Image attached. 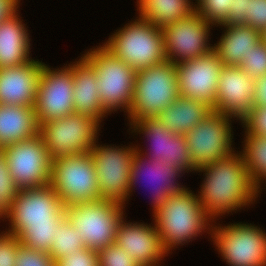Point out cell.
I'll return each instance as SVG.
<instances>
[{"label":"cell","instance_id":"obj_17","mask_svg":"<svg viewBox=\"0 0 266 266\" xmlns=\"http://www.w3.org/2000/svg\"><path fill=\"white\" fill-rule=\"evenodd\" d=\"M222 67L214 50L176 64L180 97L205 102L213 109Z\"/></svg>","mask_w":266,"mask_h":266},{"label":"cell","instance_id":"obj_40","mask_svg":"<svg viewBox=\"0 0 266 266\" xmlns=\"http://www.w3.org/2000/svg\"><path fill=\"white\" fill-rule=\"evenodd\" d=\"M254 106H266V75L255 80Z\"/></svg>","mask_w":266,"mask_h":266},{"label":"cell","instance_id":"obj_32","mask_svg":"<svg viewBox=\"0 0 266 266\" xmlns=\"http://www.w3.org/2000/svg\"><path fill=\"white\" fill-rule=\"evenodd\" d=\"M18 192L19 189L11 178L7 167L6 158L0 151V217L9 210Z\"/></svg>","mask_w":266,"mask_h":266},{"label":"cell","instance_id":"obj_26","mask_svg":"<svg viewBox=\"0 0 266 266\" xmlns=\"http://www.w3.org/2000/svg\"><path fill=\"white\" fill-rule=\"evenodd\" d=\"M212 107L199 100L178 97L158 116L166 130L185 135L201 123L212 111Z\"/></svg>","mask_w":266,"mask_h":266},{"label":"cell","instance_id":"obj_14","mask_svg":"<svg viewBox=\"0 0 266 266\" xmlns=\"http://www.w3.org/2000/svg\"><path fill=\"white\" fill-rule=\"evenodd\" d=\"M212 26L197 12L162 28L166 60L182 63L213 50L209 43Z\"/></svg>","mask_w":266,"mask_h":266},{"label":"cell","instance_id":"obj_28","mask_svg":"<svg viewBox=\"0 0 266 266\" xmlns=\"http://www.w3.org/2000/svg\"><path fill=\"white\" fill-rule=\"evenodd\" d=\"M241 154L247 172L254 185L262 191L261 184L266 183V137L245 135Z\"/></svg>","mask_w":266,"mask_h":266},{"label":"cell","instance_id":"obj_1","mask_svg":"<svg viewBox=\"0 0 266 266\" xmlns=\"http://www.w3.org/2000/svg\"><path fill=\"white\" fill-rule=\"evenodd\" d=\"M1 218L8 219L7 232L16 236L22 245L48 253L55 230L66 216L61 199L47 184L19 190Z\"/></svg>","mask_w":266,"mask_h":266},{"label":"cell","instance_id":"obj_21","mask_svg":"<svg viewBox=\"0 0 266 266\" xmlns=\"http://www.w3.org/2000/svg\"><path fill=\"white\" fill-rule=\"evenodd\" d=\"M43 65L31 59L19 66L0 68V104L34 107Z\"/></svg>","mask_w":266,"mask_h":266},{"label":"cell","instance_id":"obj_31","mask_svg":"<svg viewBox=\"0 0 266 266\" xmlns=\"http://www.w3.org/2000/svg\"><path fill=\"white\" fill-rule=\"evenodd\" d=\"M239 67L251 78L258 79L266 75V44L260 40L252 51L243 56Z\"/></svg>","mask_w":266,"mask_h":266},{"label":"cell","instance_id":"obj_20","mask_svg":"<svg viewBox=\"0 0 266 266\" xmlns=\"http://www.w3.org/2000/svg\"><path fill=\"white\" fill-rule=\"evenodd\" d=\"M115 243L140 266H160L162 258L168 255L155 224L128 223L123 217L117 227Z\"/></svg>","mask_w":266,"mask_h":266},{"label":"cell","instance_id":"obj_42","mask_svg":"<svg viewBox=\"0 0 266 266\" xmlns=\"http://www.w3.org/2000/svg\"><path fill=\"white\" fill-rule=\"evenodd\" d=\"M261 40L266 44V28L261 32Z\"/></svg>","mask_w":266,"mask_h":266},{"label":"cell","instance_id":"obj_18","mask_svg":"<svg viewBox=\"0 0 266 266\" xmlns=\"http://www.w3.org/2000/svg\"><path fill=\"white\" fill-rule=\"evenodd\" d=\"M254 93L255 79L239 66H223L213 111L241 121L254 106Z\"/></svg>","mask_w":266,"mask_h":266},{"label":"cell","instance_id":"obj_22","mask_svg":"<svg viewBox=\"0 0 266 266\" xmlns=\"http://www.w3.org/2000/svg\"><path fill=\"white\" fill-rule=\"evenodd\" d=\"M73 70V104L75 113L87 115L100 124L108 115L102 107L98 91V81L92 64L81 55L71 64Z\"/></svg>","mask_w":266,"mask_h":266},{"label":"cell","instance_id":"obj_34","mask_svg":"<svg viewBox=\"0 0 266 266\" xmlns=\"http://www.w3.org/2000/svg\"><path fill=\"white\" fill-rule=\"evenodd\" d=\"M240 122L245 135L266 137V106H253Z\"/></svg>","mask_w":266,"mask_h":266},{"label":"cell","instance_id":"obj_6","mask_svg":"<svg viewBox=\"0 0 266 266\" xmlns=\"http://www.w3.org/2000/svg\"><path fill=\"white\" fill-rule=\"evenodd\" d=\"M96 47L83 56L94 67L102 107L108 114L119 109L128 114L134 96L136 71L103 45Z\"/></svg>","mask_w":266,"mask_h":266},{"label":"cell","instance_id":"obj_41","mask_svg":"<svg viewBox=\"0 0 266 266\" xmlns=\"http://www.w3.org/2000/svg\"><path fill=\"white\" fill-rule=\"evenodd\" d=\"M19 5L16 0H0V23L19 11Z\"/></svg>","mask_w":266,"mask_h":266},{"label":"cell","instance_id":"obj_27","mask_svg":"<svg viewBox=\"0 0 266 266\" xmlns=\"http://www.w3.org/2000/svg\"><path fill=\"white\" fill-rule=\"evenodd\" d=\"M137 3L138 17L159 28L183 19L195 11L191 0H137Z\"/></svg>","mask_w":266,"mask_h":266},{"label":"cell","instance_id":"obj_5","mask_svg":"<svg viewBox=\"0 0 266 266\" xmlns=\"http://www.w3.org/2000/svg\"><path fill=\"white\" fill-rule=\"evenodd\" d=\"M179 96L176 65L170 61L136 71L134 96L127 114L129 125L142 118L158 117Z\"/></svg>","mask_w":266,"mask_h":266},{"label":"cell","instance_id":"obj_3","mask_svg":"<svg viewBox=\"0 0 266 266\" xmlns=\"http://www.w3.org/2000/svg\"><path fill=\"white\" fill-rule=\"evenodd\" d=\"M152 216L167 254L194 237L202 236V231L211 232V225H214L196 194L188 189L170 195Z\"/></svg>","mask_w":266,"mask_h":266},{"label":"cell","instance_id":"obj_9","mask_svg":"<svg viewBox=\"0 0 266 266\" xmlns=\"http://www.w3.org/2000/svg\"><path fill=\"white\" fill-rule=\"evenodd\" d=\"M49 157L76 155L89 152L100 131V123L79 113H72L57 120L43 121L39 125Z\"/></svg>","mask_w":266,"mask_h":266},{"label":"cell","instance_id":"obj_10","mask_svg":"<svg viewBox=\"0 0 266 266\" xmlns=\"http://www.w3.org/2000/svg\"><path fill=\"white\" fill-rule=\"evenodd\" d=\"M211 238L229 266H266V233L251 223L212 225Z\"/></svg>","mask_w":266,"mask_h":266},{"label":"cell","instance_id":"obj_35","mask_svg":"<svg viewBox=\"0 0 266 266\" xmlns=\"http://www.w3.org/2000/svg\"><path fill=\"white\" fill-rule=\"evenodd\" d=\"M15 266H56V262L46 252L28 248L21 244L18 248Z\"/></svg>","mask_w":266,"mask_h":266},{"label":"cell","instance_id":"obj_29","mask_svg":"<svg viewBox=\"0 0 266 266\" xmlns=\"http://www.w3.org/2000/svg\"><path fill=\"white\" fill-rule=\"evenodd\" d=\"M55 231L52 245L48 251L54 262H58L85 247L80 232L66 218L57 226Z\"/></svg>","mask_w":266,"mask_h":266},{"label":"cell","instance_id":"obj_8","mask_svg":"<svg viewBox=\"0 0 266 266\" xmlns=\"http://www.w3.org/2000/svg\"><path fill=\"white\" fill-rule=\"evenodd\" d=\"M50 185L64 207L101 199L90 152L53 159Z\"/></svg>","mask_w":266,"mask_h":266},{"label":"cell","instance_id":"obj_30","mask_svg":"<svg viewBox=\"0 0 266 266\" xmlns=\"http://www.w3.org/2000/svg\"><path fill=\"white\" fill-rule=\"evenodd\" d=\"M195 12L199 13L211 26H221L229 15L232 0H196Z\"/></svg>","mask_w":266,"mask_h":266},{"label":"cell","instance_id":"obj_16","mask_svg":"<svg viewBox=\"0 0 266 266\" xmlns=\"http://www.w3.org/2000/svg\"><path fill=\"white\" fill-rule=\"evenodd\" d=\"M130 129H132V133L137 132L145 135L147 141L151 142L150 145L152 148L148 149L150 150L148 154L146 151L143 153L144 151L136 146V151L141 156L180 167L187 173L189 171H197L191 159L185 135L166 130L165 125L158 117L142 118L134 121L130 125Z\"/></svg>","mask_w":266,"mask_h":266},{"label":"cell","instance_id":"obj_37","mask_svg":"<svg viewBox=\"0 0 266 266\" xmlns=\"http://www.w3.org/2000/svg\"><path fill=\"white\" fill-rule=\"evenodd\" d=\"M98 251L84 247L56 262V266H99Z\"/></svg>","mask_w":266,"mask_h":266},{"label":"cell","instance_id":"obj_7","mask_svg":"<svg viewBox=\"0 0 266 266\" xmlns=\"http://www.w3.org/2000/svg\"><path fill=\"white\" fill-rule=\"evenodd\" d=\"M124 205L109 200L71 204L64 207L66 219L80 232L86 248L99 251L116 242Z\"/></svg>","mask_w":266,"mask_h":266},{"label":"cell","instance_id":"obj_4","mask_svg":"<svg viewBox=\"0 0 266 266\" xmlns=\"http://www.w3.org/2000/svg\"><path fill=\"white\" fill-rule=\"evenodd\" d=\"M117 29L102 45L135 71L166 60L162 28L136 17Z\"/></svg>","mask_w":266,"mask_h":266},{"label":"cell","instance_id":"obj_36","mask_svg":"<svg viewBox=\"0 0 266 266\" xmlns=\"http://www.w3.org/2000/svg\"><path fill=\"white\" fill-rule=\"evenodd\" d=\"M20 246L16 236L3 230L0 233V266H15Z\"/></svg>","mask_w":266,"mask_h":266},{"label":"cell","instance_id":"obj_24","mask_svg":"<svg viewBox=\"0 0 266 266\" xmlns=\"http://www.w3.org/2000/svg\"><path fill=\"white\" fill-rule=\"evenodd\" d=\"M34 107L0 104V150L39 134Z\"/></svg>","mask_w":266,"mask_h":266},{"label":"cell","instance_id":"obj_25","mask_svg":"<svg viewBox=\"0 0 266 266\" xmlns=\"http://www.w3.org/2000/svg\"><path fill=\"white\" fill-rule=\"evenodd\" d=\"M221 26L225 32L218 43L213 45V50L223 66H239L243 56L252 51L261 40V32L246 24Z\"/></svg>","mask_w":266,"mask_h":266},{"label":"cell","instance_id":"obj_19","mask_svg":"<svg viewBox=\"0 0 266 266\" xmlns=\"http://www.w3.org/2000/svg\"><path fill=\"white\" fill-rule=\"evenodd\" d=\"M185 172L186 171L180 167H175L161 161L147 159L136 151L132 158L129 195L127 197V201L129 200L131 193L134 191V188L136 187L135 185L138 184V181L140 180L139 178L145 176L147 179L145 177L144 178L148 180L147 182L150 184L153 183L152 186H155L154 188L151 187L152 190H154L152 191L153 196L151 195V205L153 207V213H155L165 203L166 199L170 195L177 194L188 189L183 185H180L178 180L176 182V179Z\"/></svg>","mask_w":266,"mask_h":266},{"label":"cell","instance_id":"obj_23","mask_svg":"<svg viewBox=\"0 0 266 266\" xmlns=\"http://www.w3.org/2000/svg\"><path fill=\"white\" fill-rule=\"evenodd\" d=\"M18 12L0 23V68L19 66L31 60L30 36Z\"/></svg>","mask_w":266,"mask_h":266},{"label":"cell","instance_id":"obj_39","mask_svg":"<svg viewBox=\"0 0 266 266\" xmlns=\"http://www.w3.org/2000/svg\"><path fill=\"white\" fill-rule=\"evenodd\" d=\"M249 6L250 0H232V5L229 7V15L223 25L246 24Z\"/></svg>","mask_w":266,"mask_h":266},{"label":"cell","instance_id":"obj_12","mask_svg":"<svg viewBox=\"0 0 266 266\" xmlns=\"http://www.w3.org/2000/svg\"><path fill=\"white\" fill-rule=\"evenodd\" d=\"M0 151L6 158L11 178L19 190L50 184L52 159L40 134Z\"/></svg>","mask_w":266,"mask_h":266},{"label":"cell","instance_id":"obj_33","mask_svg":"<svg viewBox=\"0 0 266 266\" xmlns=\"http://www.w3.org/2000/svg\"><path fill=\"white\" fill-rule=\"evenodd\" d=\"M99 253V266H140L116 243L102 248Z\"/></svg>","mask_w":266,"mask_h":266},{"label":"cell","instance_id":"obj_15","mask_svg":"<svg viewBox=\"0 0 266 266\" xmlns=\"http://www.w3.org/2000/svg\"><path fill=\"white\" fill-rule=\"evenodd\" d=\"M73 93L71 64L54 69L44 63L34 103L38 124L75 113Z\"/></svg>","mask_w":266,"mask_h":266},{"label":"cell","instance_id":"obj_13","mask_svg":"<svg viewBox=\"0 0 266 266\" xmlns=\"http://www.w3.org/2000/svg\"><path fill=\"white\" fill-rule=\"evenodd\" d=\"M232 117L214 112L185 134L191 159L197 169L225 159L236 150L232 148Z\"/></svg>","mask_w":266,"mask_h":266},{"label":"cell","instance_id":"obj_2","mask_svg":"<svg viewBox=\"0 0 266 266\" xmlns=\"http://www.w3.org/2000/svg\"><path fill=\"white\" fill-rule=\"evenodd\" d=\"M197 172H203L205 178L196 196L213 222L226 213H236L238 209L248 207L261 195L250 179L240 151L206 164L197 169Z\"/></svg>","mask_w":266,"mask_h":266},{"label":"cell","instance_id":"obj_38","mask_svg":"<svg viewBox=\"0 0 266 266\" xmlns=\"http://www.w3.org/2000/svg\"><path fill=\"white\" fill-rule=\"evenodd\" d=\"M246 25L260 32L266 28V0H250Z\"/></svg>","mask_w":266,"mask_h":266},{"label":"cell","instance_id":"obj_11","mask_svg":"<svg viewBox=\"0 0 266 266\" xmlns=\"http://www.w3.org/2000/svg\"><path fill=\"white\" fill-rule=\"evenodd\" d=\"M97 140L89 151L95 166L101 199L125 206L129 195L130 172L136 145H99Z\"/></svg>","mask_w":266,"mask_h":266}]
</instances>
